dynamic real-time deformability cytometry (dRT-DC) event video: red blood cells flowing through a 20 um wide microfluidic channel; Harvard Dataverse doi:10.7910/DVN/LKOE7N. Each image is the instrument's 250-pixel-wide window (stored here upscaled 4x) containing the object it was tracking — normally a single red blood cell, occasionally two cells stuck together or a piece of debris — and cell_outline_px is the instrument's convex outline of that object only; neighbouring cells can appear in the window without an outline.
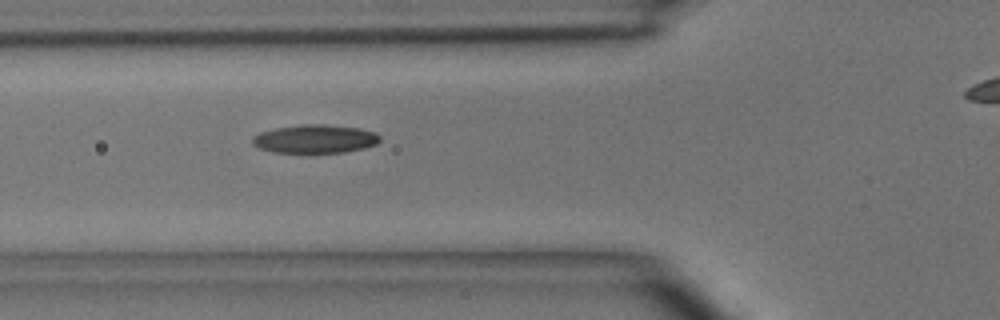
{"species": "common noctule bat (a hibernating species)", "species_latin": "Nyctalus noctula", "temperature_condition": "room temperature", "stored_images_in_passage": 3, "camera_frame_rate_fps": 3000, "um_per_image_px": 0.085, "animal": {"sex": "male", "body_mass_g": 15.6}, "frame": {"image": 1, "passage_image": 2, "time_ms": 1.0, "image_size_px": [1000, 320], "cell_outline_px": [[380, 140], [376, 144], [364, 148], [344, 152], [272, 152], [260, 148], [252, 144], [252, 136], [260, 132], [276, 128], [300, 124], [324, 124], [360, 128], [376, 132], [380, 136]], "centroid_in_image_um": [26.78, 11.79], "position_along_channel_um": 99.0, "area_um2": 21.15}}